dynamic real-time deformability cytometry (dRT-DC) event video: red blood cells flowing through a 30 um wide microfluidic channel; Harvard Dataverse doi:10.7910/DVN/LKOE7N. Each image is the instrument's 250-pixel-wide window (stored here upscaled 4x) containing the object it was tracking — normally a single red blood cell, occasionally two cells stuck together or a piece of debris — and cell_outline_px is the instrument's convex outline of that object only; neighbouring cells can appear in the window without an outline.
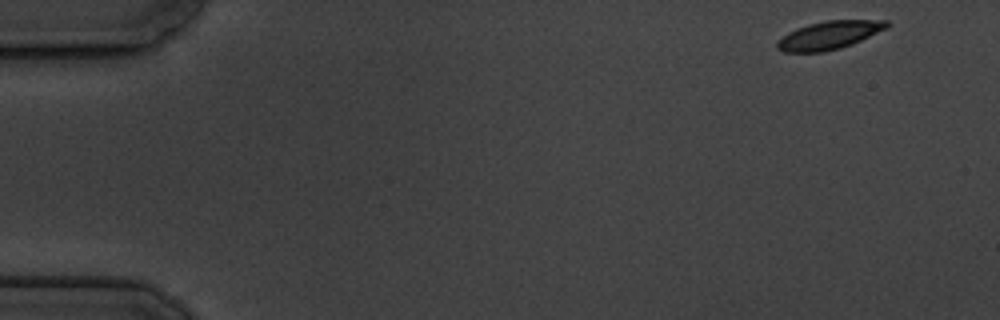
{"species": "common noctule bat (a hibernating species)", "species_latin": "Nyctalus noctula", "temperature_condition": "cold", "stored_images_in_passage": 11, "camera_frame_rate_fps": 3000, "um_per_image_px": 0.085, "animal": {"sex": "male", "body_mass_g": 19.5, "forearm_length_mm": 54.6}, "frame": {"image": 1, "passage_image": 1, "time_ms": 0.0, "image_size_px": [1000, 320], "cell_outline_px": [[888, 28], [852, 44], [840, 48], [824, 52], [784, 52], [776, 48], [776, 40], [788, 32], [796, 28], [808, 24], [828, 20], [888, 20]], "centroid_in_image_um": [70.45, 2.99], "position_along_channel_um": 14.6, "area_um2": 18.09}}
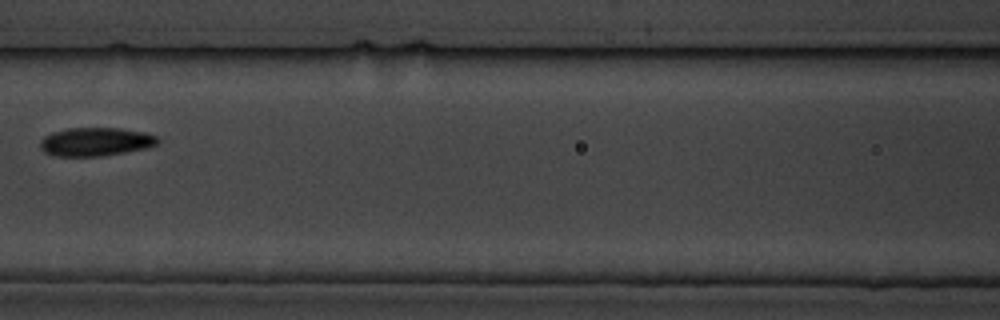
{"frame": {"image": 2, "passage_image": 7, "time_ms": 7.667, "image_size_px": [1000, 320], "cell_outline_px": [[160, 140], [156, 144], [144, 148], [124, 152], [100, 156], [52, 156], [44, 152], [40, 148], [40, 140], [44, 136], [52, 132], [68, 128], [120, 128], [144, 132], [156, 136]], "centroid_in_image_um": [8.07, 12.04], "position_along_channel_um": 158.5, "area_um2": 19.48}}
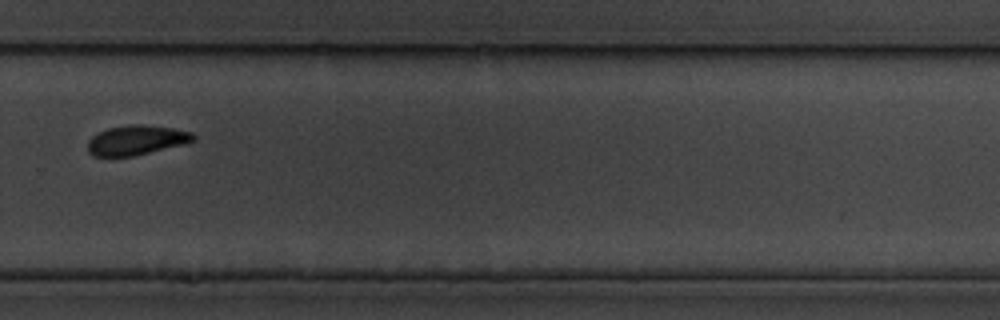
{"frame": {"image": 3, "passage_image": 11, "time_ms": 12.333, "image_size_px": [1000, 320], "cell_outline_px": [[196, 140], [184, 144], [132, 156], [92, 156], [88, 152], [88, 140], [92, 136], [108, 128], [132, 124], [140, 124], [172, 128], [192, 132], [196, 136]], "centroid_in_image_um": [11.6, 11.91], "position_along_channel_um": 318.2, "area_um2": 18.15}}